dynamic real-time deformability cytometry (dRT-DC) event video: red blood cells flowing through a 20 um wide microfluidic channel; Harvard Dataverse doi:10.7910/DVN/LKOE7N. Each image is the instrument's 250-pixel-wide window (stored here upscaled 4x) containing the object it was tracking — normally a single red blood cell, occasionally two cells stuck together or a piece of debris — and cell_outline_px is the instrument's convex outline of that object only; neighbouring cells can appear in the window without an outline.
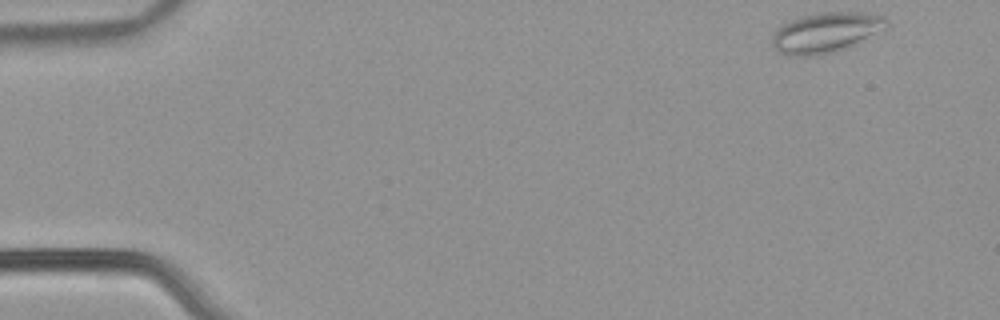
{"species": "common noctule bat (a hibernating species)", "species_latin": "Nyctalus noctula", "temperature_condition": "warm", "stored_images_in_passage": 51, "camera_frame_rate_fps": 3000, "um_per_image_px": 0.085, "animal": {"sex": "male", "body_mass_g": 21.5, "forearm_length_mm": 52.0}, "frame": {"image": 1, "passage_image": 1, "time_ms": 0.0, "image_size_px": [1000, 320], "cell_outline_px": [[892, 24], [888, 28], [844, 48], [832, 52], [808, 56], [788, 56], [776, 52], [772, 44], [772, 36], [784, 24], [792, 20], [804, 16], [820, 12], [864, 12], [884, 16]], "centroid_in_image_um": [70.24, 2.76], "position_along_channel_um": 14.8, "area_um2": 26.65}}
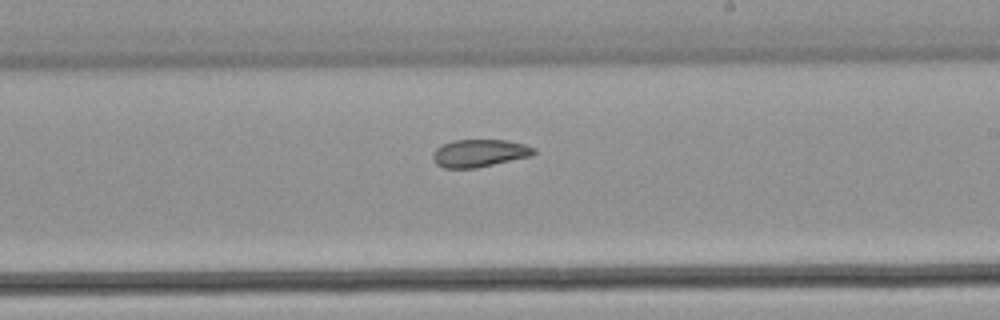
{"frame": {"image": 2, "passage_image": 29, "time_ms": 9.333, "image_size_px": [1000, 320], "cell_outline_px": [[536, 152], [532, 156], [476, 168], [444, 168], [436, 164], [432, 160], [432, 152], [440, 144], [452, 140], [508, 140], [524, 144], [536, 148]], "centroid_in_image_um": [40.73, 13.01], "position_along_channel_um": 248.3, "area_um2": 16.53}}
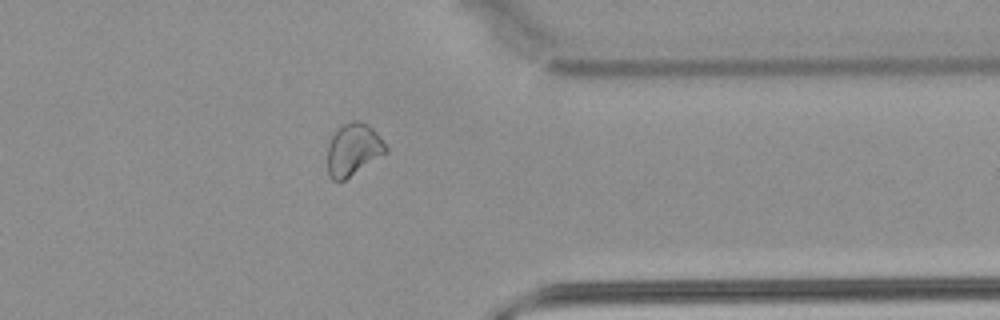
{"frame": {"image": 3, "passage_image": 40, "time_ms": 13.0, "image_size_px": [1000, 320], "cell_outline_px": [[388, 152], [344, 180], [332, 180], [328, 176], [328, 144], [336, 128], [352, 120], [360, 120], [368, 124], [380, 136], [388, 148]], "centroid_in_image_um": [30.03, 12.69], "position_along_channel_um": 381.4, "area_um2": 17.86}, "authors_computed_cell_mechanics": {"area_um2": 18.9584, "velocity_mm_per_s": 3.8402, "shape_relaxation_time_tau1_ms": null, "shape_relaxation_time_tau2_ms": 3.1678, "deformation_change_tau1": null, "deformation_change_tau2": 0.0813}}